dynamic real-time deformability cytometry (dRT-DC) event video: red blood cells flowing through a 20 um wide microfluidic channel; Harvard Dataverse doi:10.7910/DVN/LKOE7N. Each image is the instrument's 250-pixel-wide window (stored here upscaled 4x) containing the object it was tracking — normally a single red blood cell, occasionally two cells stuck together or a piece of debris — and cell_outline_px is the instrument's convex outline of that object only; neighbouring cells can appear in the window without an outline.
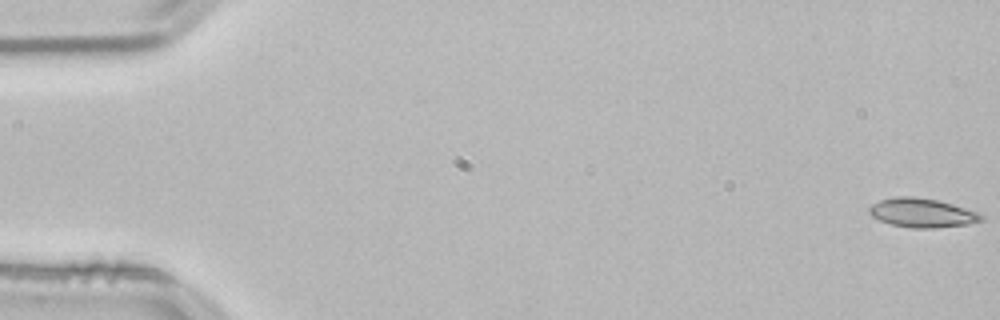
{"species": "common noctule bat (a hibernating species)", "species_latin": "Nyctalus noctula", "temperature_condition": "room temperature", "stored_images_in_passage": 54, "camera_frame_rate_fps": 3000, "um_per_image_px": 0.085, "animal": {"sex": "male", "body_mass_g": 21.5, "forearm_length_mm": 52.0}, "frame": {"image": 1, "passage_image": 1, "time_ms": 0.0, "image_size_px": [1000, 320], "cell_outline_px": [[984, 220], [968, 224], [936, 228], [912, 228], [892, 224], [880, 220], [872, 216], [868, 212], [868, 208], [872, 204], [880, 200], [896, 196], [916, 196], [936, 200], [952, 204], [976, 212], [984, 216]], "centroid_in_image_um": [78.36, 18.09], "position_along_channel_um": 6.6, "area_um2": 18.9}}
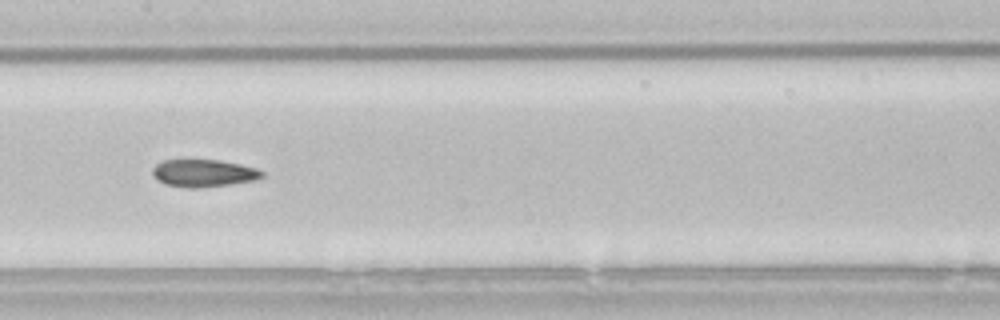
{"frame": {"image": 2, "passage_image": 27, "time_ms": 8.667, "image_size_px": [1000, 320], "cell_outline_px": [[264, 176], [256, 180], [228, 184], [196, 188], [188, 188], [164, 184], [156, 180], [152, 172], [152, 168], [156, 164], [164, 160], [220, 160], [240, 164], [256, 168], [264, 172]], "centroid_in_image_um": [17.29, 14.72], "position_along_channel_um": 190.1, "area_um2": 17.51}}
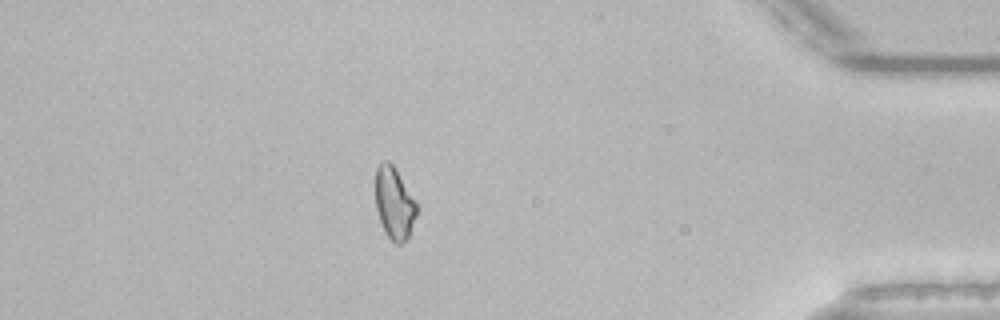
{"frame": {"image": 3, "passage_image": 47, "time_ms": 15.333, "image_size_px": [1000, 320], "cell_outline_px": [[416, 216], [408, 236], [400, 244], [396, 244], [384, 232], [376, 208], [376, 168], [384, 160], [388, 160], [392, 164], [416, 204]], "centroid_in_image_um": [33.48, 17.28], "position_along_channel_um": 401.7, "area_um2": 16.65}, "authors_computed_cell_mechanics": {"area_um2": 18.1781, "velocity_mm_per_s": 3.8232, "shape_relaxation_time_tau1_ms": null, "shape_relaxation_time_tau2_ms": 4.4648, "deformation_change_tau1": null, "deformation_change_tau2": 0.0992}}